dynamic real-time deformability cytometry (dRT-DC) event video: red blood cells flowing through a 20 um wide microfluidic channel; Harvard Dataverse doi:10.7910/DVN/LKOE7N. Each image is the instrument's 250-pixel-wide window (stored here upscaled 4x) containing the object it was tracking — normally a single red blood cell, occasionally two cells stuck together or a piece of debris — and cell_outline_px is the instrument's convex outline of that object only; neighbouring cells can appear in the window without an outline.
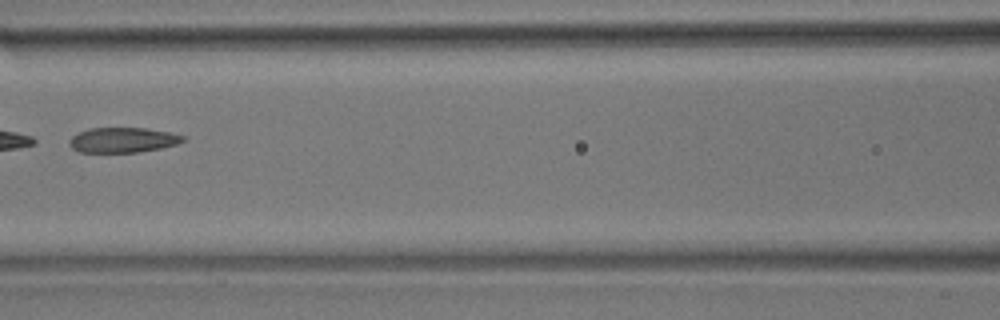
{"species": "common noctule bat (a hibernating species)", "species_latin": "Nyctalus noctula", "temperature_condition": "room temperature", "stored_images_in_passage": 7, "camera_frame_rate_fps": 3000, "um_per_image_px": 0.085, "animal": {"sex": "male", "body_mass_g": 17.9}, "frame": {"image": 1, "passage_image": 7, "time_ms": 7.0, "image_size_px": [1000, 320], "cell_outline_px": [[184, 140], [176, 144], [160, 148], [136, 152], [80, 152], [72, 148], [68, 144], [68, 140], [72, 136], [88, 128], [144, 128], [168, 132], [184, 136]], "centroid_in_image_um": [10.38, 11.9], "position_along_channel_um": 156.2, "area_um2": 16.42}}